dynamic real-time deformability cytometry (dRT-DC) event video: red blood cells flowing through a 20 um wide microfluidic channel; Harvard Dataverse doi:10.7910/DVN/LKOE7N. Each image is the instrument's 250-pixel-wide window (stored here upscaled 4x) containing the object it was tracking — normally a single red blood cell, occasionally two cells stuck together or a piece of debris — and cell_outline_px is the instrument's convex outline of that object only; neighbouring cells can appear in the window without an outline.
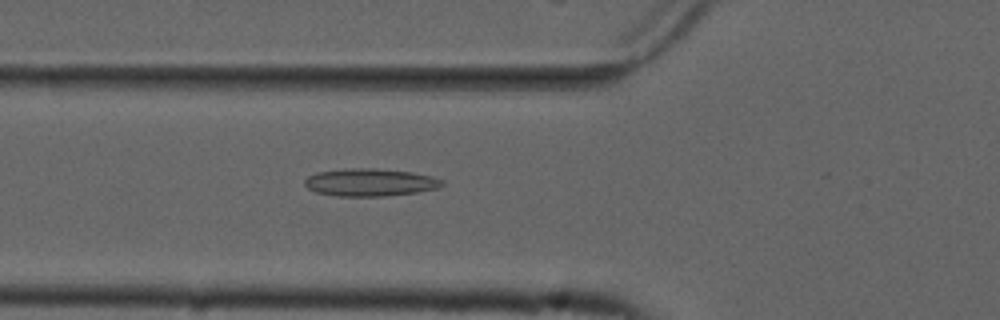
{"species": "common noctule bat (a hibernating species)", "species_latin": "Nyctalus noctula", "temperature_condition": "cold", "stored_images_in_passage": 41, "camera_frame_rate_fps": 3000, "um_per_image_px": 0.085, "animal": {"sex": "male", "forearm_length_mm": 52.5}, "frame": {"image": 1, "passage_image": 6, "time_ms": 1.667, "image_size_px": [1000, 320], "cell_outline_px": [[444, 184], [436, 188], [416, 192], [384, 196], [336, 196], [316, 192], [308, 188], [304, 184], [304, 180], [308, 176], [316, 172], [344, 168], [376, 168], [412, 172], [432, 176], [444, 180]], "centroid_in_image_um": [31.43, 15.49], "position_along_channel_um": 94.4, "area_um2": 22.2}}
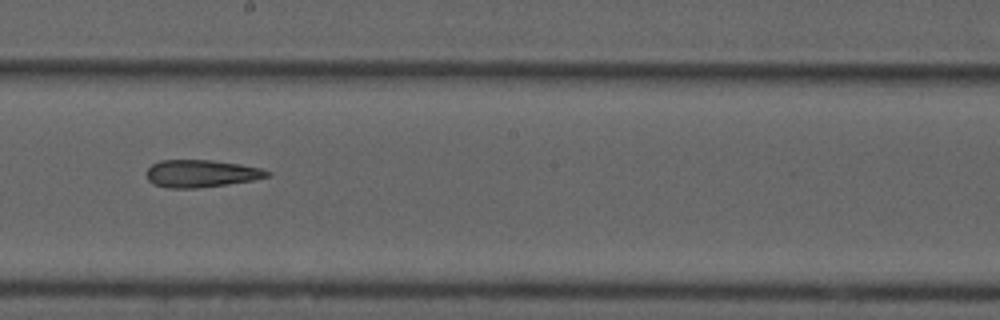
{"frame": {"image": 2, "passage_image": 17, "time_ms": 5.333, "image_size_px": [1000, 320], "cell_outline_px": [[272, 176], [252, 180], [228, 184], [196, 188], [168, 188], [152, 184], [148, 180], [148, 168], [152, 164], [160, 160], [212, 160], [240, 164], [260, 168], [272, 172]], "centroid_in_image_um": [17.12, 14.75], "position_along_channel_um": 231.1, "area_um2": 19.31}}
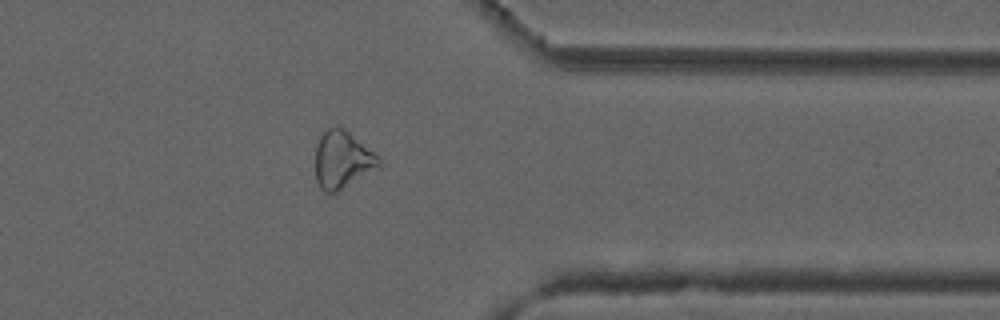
{"frame": {"image": 3, "passage_image": 30, "time_ms": 9.667, "image_size_px": [1000, 320], "cell_outline_px": [[380, 164], [336, 192], [324, 192], [320, 188], [316, 180], [316, 144], [320, 136], [328, 128], [340, 128], [348, 132], [372, 152], [380, 160]], "centroid_in_image_um": [29.02, 13.59], "position_along_channel_um": 382.4, "area_um2": 20.11}, "authors_computed_cell_mechanics": {"area_um2": 20.1144, "velocity_mm_per_s": 3.7117, "shape_relaxation_time_tau1_ms": null, "shape_relaxation_time_tau2_ms": 9.1366, "deformation_change_tau1": null, "deformation_change_tau2": 0.2065}}